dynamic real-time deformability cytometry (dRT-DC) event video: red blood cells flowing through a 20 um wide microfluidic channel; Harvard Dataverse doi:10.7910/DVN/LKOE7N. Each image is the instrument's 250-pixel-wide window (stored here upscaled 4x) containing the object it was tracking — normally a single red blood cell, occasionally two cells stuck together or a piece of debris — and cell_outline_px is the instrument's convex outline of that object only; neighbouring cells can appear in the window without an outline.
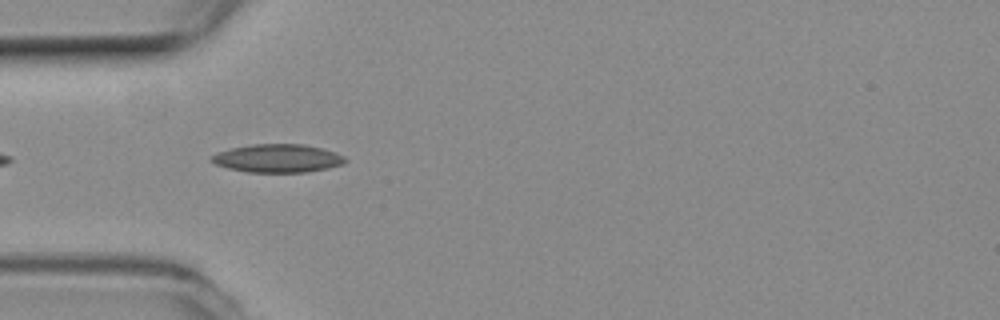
{"species": "common noctule bat (a hibernating species)", "species_latin": "Nyctalus noctula", "temperature_condition": "room temperature", "stored_images_in_passage": 8, "camera_frame_rate_fps": 3000, "um_per_image_px": 0.085, "animal": {"sex": "female", "body_mass_g": 19.3, "forearm_length_mm": 54.1}, "frame": {"image": 1, "passage_image": 3, "time_ms": 0.667, "image_size_px": [1000, 320], "cell_outline_px": [[348, 160], [344, 164], [328, 168], [304, 172], [248, 172], [228, 168], [216, 164], [208, 160], [216, 152], [228, 148], [252, 144], [304, 144], [320, 148], [344, 156]], "centroid_in_image_um": [23.56, 13.45], "position_along_channel_um": 61.4, "area_um2": 22.02}}
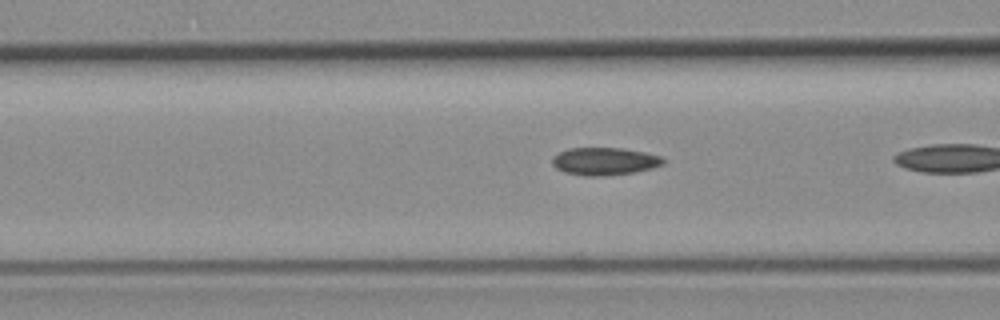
{"frame": {"image": 2, "passage_image": 5, "time_ms": 1.333, "image_size_px": [1000, 320], "cell_outline_px": [[664, 164], [652, 168], [632, 172], [604, 176], [584, 176], [564, 172], [556, 168], [552, 164], [552, 156], [568, 148], [624, 148], [644, 152], [660, 156], [664, 160]], "centroid_in_image_um": [51.35, 13.71], "position_along_channel_um": 115.2, "area_um2": 17.86}}